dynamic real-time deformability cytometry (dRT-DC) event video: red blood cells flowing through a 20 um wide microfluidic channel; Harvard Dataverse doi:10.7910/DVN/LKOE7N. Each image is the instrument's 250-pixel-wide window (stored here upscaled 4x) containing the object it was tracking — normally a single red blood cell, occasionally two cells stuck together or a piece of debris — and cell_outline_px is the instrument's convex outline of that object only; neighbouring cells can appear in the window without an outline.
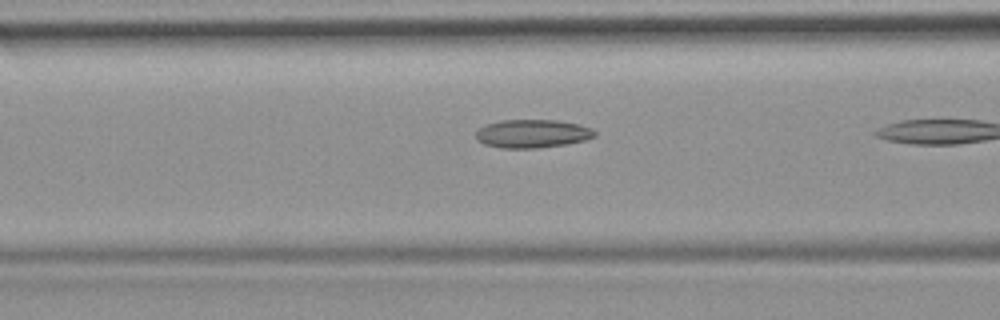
{"species": "common noctule bat (a hibernating species)", "species_latin": "Nyctalus noctula", "temperature_condition": "room temperature", "stored_images_in_passage": 10, "camera_frame_rate_fps": 3000, "um_per_image_px": 0.085, "animal": {"sex": "female", "body_mass_g": 19.9}, "frame": {"image": 1, "passage_image": 9, "time_ms": 2.667, "image_size_px": [1000, 320], "cell_outline_px": [[596, 136], [584, 140], [568, 144], [536, 148], [500, 148], [484, 144], [476, 140], [476, 132], [480, 128], [488, 124], [500, 120], [556, 120], [576, 124], [592, 128], [596, 132]], "centroid_in_image_um": [45.24, 11.37], "position_along_channel_um": 121.4, "area_um2": 19.59}}